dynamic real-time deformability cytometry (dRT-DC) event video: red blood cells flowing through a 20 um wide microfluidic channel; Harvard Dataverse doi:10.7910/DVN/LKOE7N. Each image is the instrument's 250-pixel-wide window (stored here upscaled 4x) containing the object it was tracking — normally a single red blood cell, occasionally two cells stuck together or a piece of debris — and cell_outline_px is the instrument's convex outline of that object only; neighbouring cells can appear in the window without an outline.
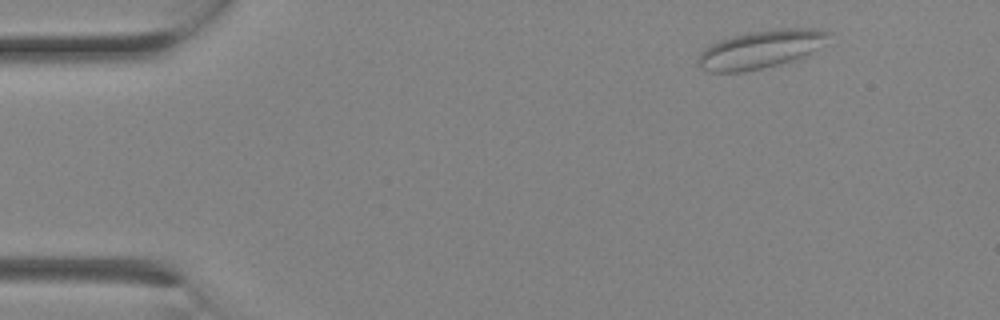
{"species": "Egyptian fruit bat (a non-hibernating species)", "species_latin": "Rousettus aegyptiacus", "temperature_condition": "room temperature", "stored_images_in_passage": 2, "camera_frame_rate_fps": 3000, "um_per_image_px": 0.085, "animal": {"sex": "female"}, "frame": {"image": 1, "passage_image": 1, "time_ms": 0.0, "image_size_px": [1000, 320], "cell_outline_px": [[832, 32], [804, 56], [792, 60], [764, 68], [744, 72], [712, 72], [700, 68], [696, 60], [700, 52], [704, 48], [720, 40], [748, 32], [784, 28], [808, 28]], "centroid_in_image_um": [64.54, 4.2], "position_along_channel_um": 20.5, "area_um2": 28.26}}